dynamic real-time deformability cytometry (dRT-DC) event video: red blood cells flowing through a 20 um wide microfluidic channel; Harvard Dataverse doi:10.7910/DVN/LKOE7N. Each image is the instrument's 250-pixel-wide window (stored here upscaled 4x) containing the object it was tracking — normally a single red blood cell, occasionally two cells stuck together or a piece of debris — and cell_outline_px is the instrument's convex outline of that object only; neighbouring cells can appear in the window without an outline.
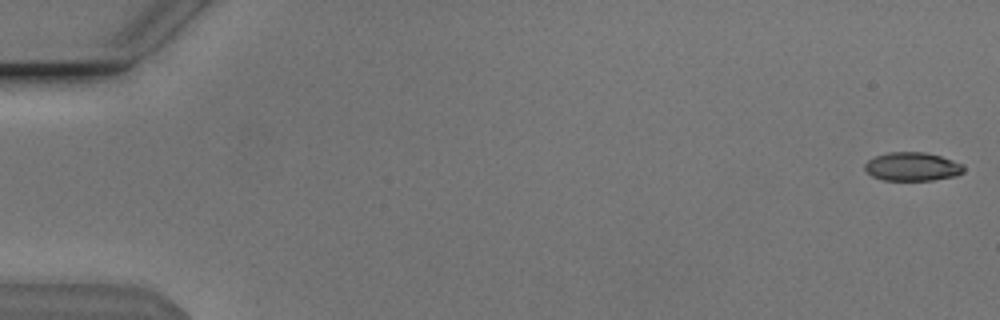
{"species": "Egyptian fruit bat (a non-hibernating species)", "species_latin": "Rousettus aegyptiacus", "temperature_condition": "cold", "stored_images_in_passage": 14, "camera_frame_rate_fps": 3000, "um_per_image_px": 0.085, "animal": {"sex": "male"}, "frame": {"image": 1, "passage_image": 1, "time_ms": 0.0, "image_size_px": [1000, 320], "cell_outline_px": [[964, 172], [956, 176], [932, 180], [884, 180], [872, 176], [864, 168], [864, 164], [868, 160], [876, 156], [888, 152], [924, 152], [940, 156], [964, 164]], "centroid_in_image_um": [77.56, 14.16], "position_along_channel_um": 7.4, "area_um2": 16.47}}